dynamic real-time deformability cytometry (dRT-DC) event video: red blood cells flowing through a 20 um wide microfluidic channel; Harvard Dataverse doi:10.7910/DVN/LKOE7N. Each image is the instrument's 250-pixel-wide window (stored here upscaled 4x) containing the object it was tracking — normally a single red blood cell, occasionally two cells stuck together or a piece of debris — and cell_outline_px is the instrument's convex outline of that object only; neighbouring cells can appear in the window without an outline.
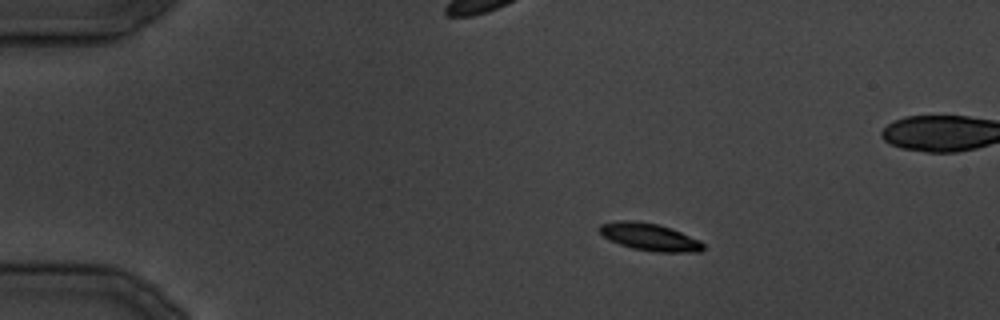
{"species": "common noctule bat (a hibernating species)", "species_latin": "Nyctalus noctula", "temperature_condition": "cold", "stored_images_in_passage": 35, "camera_frame_rate_fps": 3000, "um_per_image_px": 0.085, "animal": {"sex": "male", "body_mass_g": 19.5, "forearm_length_mm": 54.6}, "frame": {"image": 1, "passage_image": 6, "time_ms": 6.0, "image_size_px": [1000, 320], "cell_outline_px": [[704, 248], [700, 252], [656, 252], [632, 248], [608, 240], [596, 228], [600, 224], [620, 220], [636, 220], [656, 224], [672, 228], [700, 240], [704, 244]], "centroid_in_image_um": [55.21, 20.13], "position_along_channel_um": 29.8, "area_um2": 16.7}}
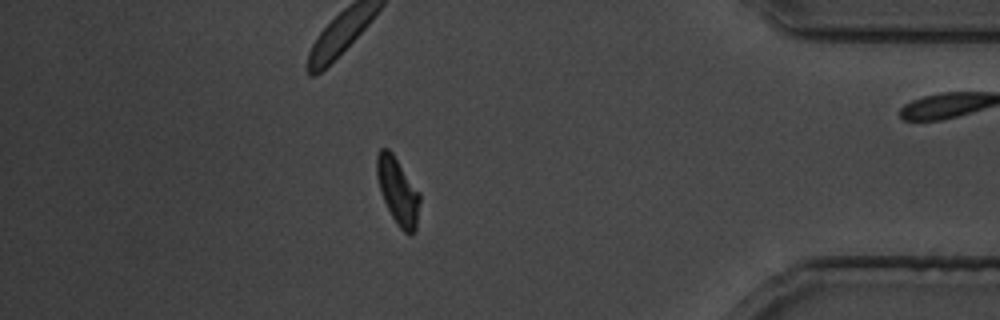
{"frame": {"image": 2, "passage_image": 30, "time_ms": 36.0, "image_size_px": [1000, 320], "cell_outline_px": [[420, 200], [416, 228], [412, 236], [404, 232], [396, 224], [384, 200], [376, 176], [376, 156], [380, 148], [388, 148], [392, 152], [420, 192]], "centroid_in_image_um": [33.82, 16.23], "position_along_channel_um": 401.4, "area_um2": 16.76}}